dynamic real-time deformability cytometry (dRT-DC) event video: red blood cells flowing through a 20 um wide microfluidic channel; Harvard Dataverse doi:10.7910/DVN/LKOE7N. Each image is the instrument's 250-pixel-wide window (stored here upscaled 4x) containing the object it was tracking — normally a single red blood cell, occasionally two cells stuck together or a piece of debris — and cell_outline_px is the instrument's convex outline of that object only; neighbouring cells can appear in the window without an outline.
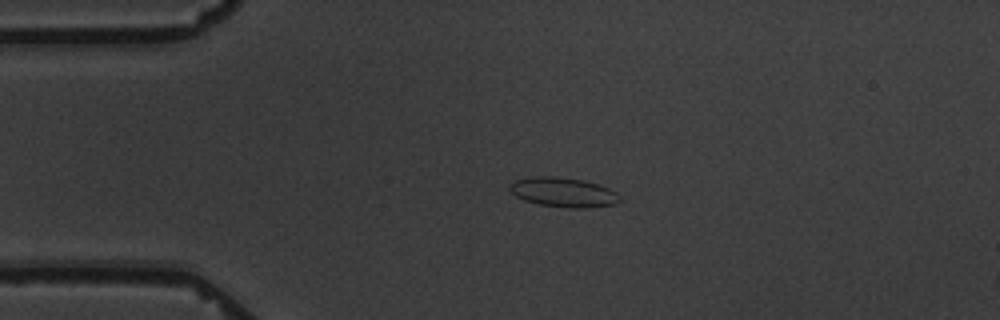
{"species": "common noctule bat (a hibernating species)", "species_latin": "Nyctalus noctula", "temperature_condition": "warm", "stored_images_in_passage": 5, "segment_of_instrument_passage": [1, 2], "camera_frame_rate_fps": 3000, "um_per_image_px": 0.085, "animal": {"sex": "male", "body_mass_g": 19.5, "forearm_length_mm": 54.6}, "frame": {"image": 1, "passage_image": 3, "time_ms": 2.333, "image_size_px": [1000, 320], "cell_outline_px": [[620, 200], [616, 204], [588, 208], [572, 208], [540, 204], [524, 200], [516, 196], [508, 188], [512, 180], [532, 176], [552, 176], [584, 180], [608, 188], [616, 192], [620, 196]], "centroid_in_image_um": [47.87, 16.33], "position_along_channel_um": 37.1, "area_um2": 18.96}}